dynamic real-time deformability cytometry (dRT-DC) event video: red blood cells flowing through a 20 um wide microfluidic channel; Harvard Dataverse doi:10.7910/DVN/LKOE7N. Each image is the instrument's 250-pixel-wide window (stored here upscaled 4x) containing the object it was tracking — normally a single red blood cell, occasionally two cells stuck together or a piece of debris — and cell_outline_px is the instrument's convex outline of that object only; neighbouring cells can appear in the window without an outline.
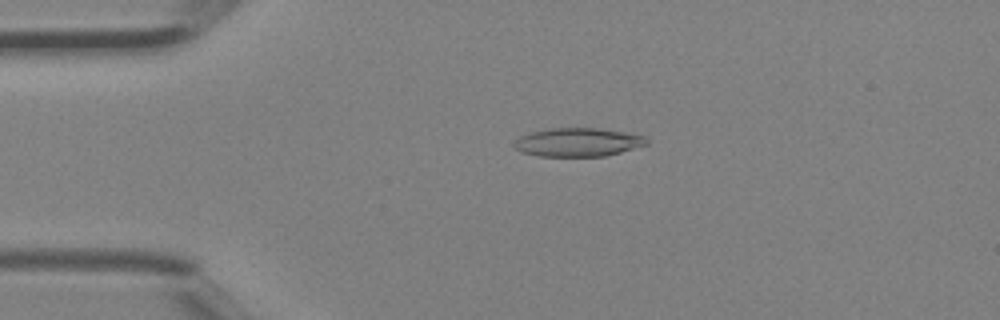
{"species": "Egyptian fruit bat (a non-hibernating species)", "species_latin": "Rousettus aegyptiacus", "temperature_condition": "room temperature", "stored_images_in_passage": 41, "camera_frame_rate_fps": 3000, "um_per_image_px": 0.085, "animal": {"sex": "female"}, "frame": {"image": 1, "passage_image": 9, "time_ms": 2.667, "image_size_px": [1000, 320], "cell_outline_px": [[648, 144], [620, 152], [604, 156], [540, 156], [520, 152], [512, 144], [520, 136], [532, 132], [548, 128], [600, 128], [644, 136], [648, 140]], "centroid_in_image_um": [49.1, 12.09], "position_along_channel_um": 35.9, "area_um2": 21.91}}
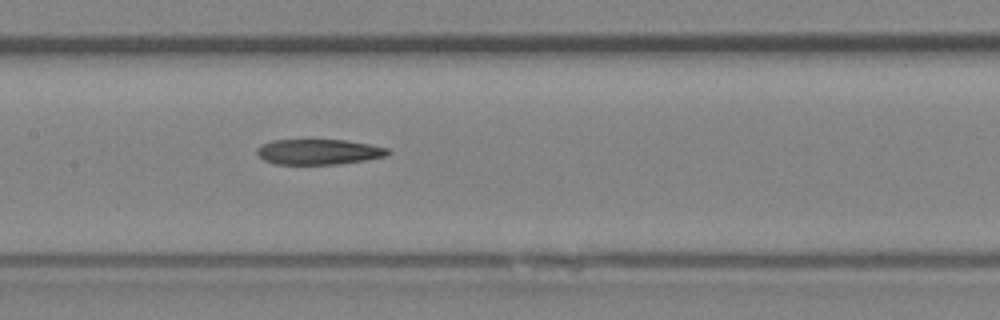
{"frame": {"image": 2, "passage_image": 20, "time_ms": 6.333, "image_size_px": [1000, 320], "cell_outline_px": [[392, 152], [384, 156], [364, 160], [336, 164], [276, 164], [264, 160], [256, 152], [256, 148], [260, 144], [272, 140], [348, 140], [388, 148]], "centroid_in_image_um": [27.06, 12.9], "position_along_channel_um": 180.3, "area_um2": 19.31}}
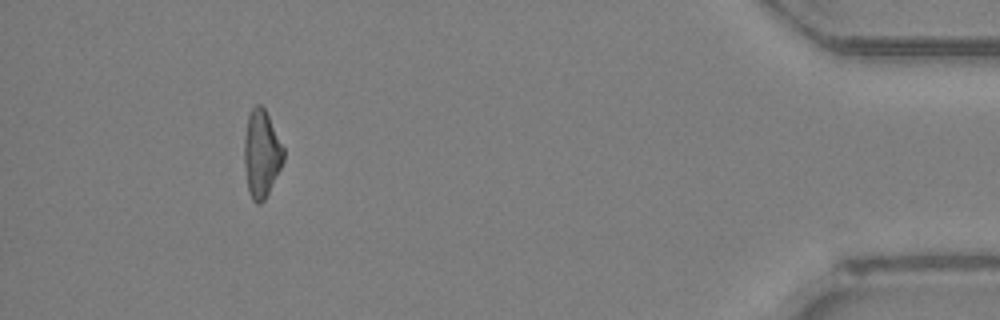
{"frame": {"image": 3, "passage_image": 38, "time_ms": 12.333, "image_size_px": [1000, 320], "cell_outline_px": [[284, 160], [264, 200], [260, 204], [256, 204], [252, 200], [248, 192], [244, 164], [244, 136], [248, 116], [252, 108], [256, 104], [260, 104], [264, 108], [284, 148]], "centroid_in_image_um": [22.2, 13.08], "position_along_channel_um": 413.0, "area_um2": 19.88}}